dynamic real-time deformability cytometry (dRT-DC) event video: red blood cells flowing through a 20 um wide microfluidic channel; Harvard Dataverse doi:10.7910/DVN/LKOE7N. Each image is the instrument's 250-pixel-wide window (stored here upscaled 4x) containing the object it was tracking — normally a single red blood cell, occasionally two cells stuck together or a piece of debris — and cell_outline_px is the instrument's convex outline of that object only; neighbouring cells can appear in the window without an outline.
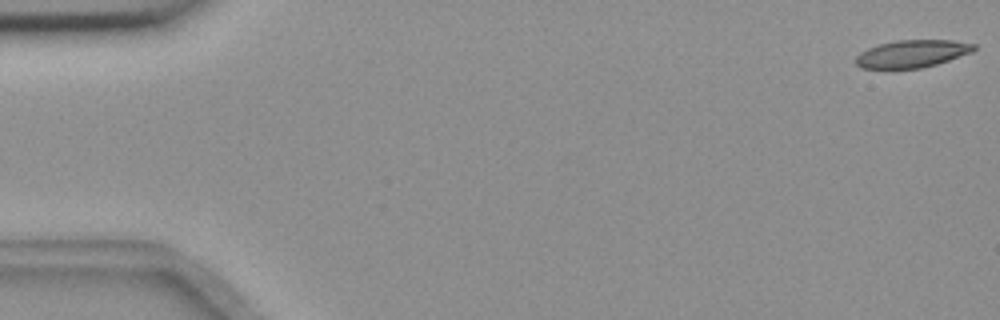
{"species": "common noctule bat (a hibernating species)", "species_latin": "Nyctalus noctula", "temperature_condition": "room temperature", "stored_images_in_passage": 8, "camera_frame_rate_fps": 3000, "um_per_image_px": 0.085, "animal": {"sex": "female", "body_mass_g": 18.4}, "frame": {"image": 1, "passage_image": 1, "time_ms": 0.0, "image_size_px": [1000, 320], "cell_outline_px": [[976, 48], [972, 52], [936, 64], [920, 68], [860, 68], [856, 64], [856, 56], [860, 52], [868, 48], [880, 44], [896, 40], [952, 40], [976, 44]], "centroid_in_image_um": [77.53, 4.56], "position_along_channel_um": 7.5, "area_um2": 18.79}}
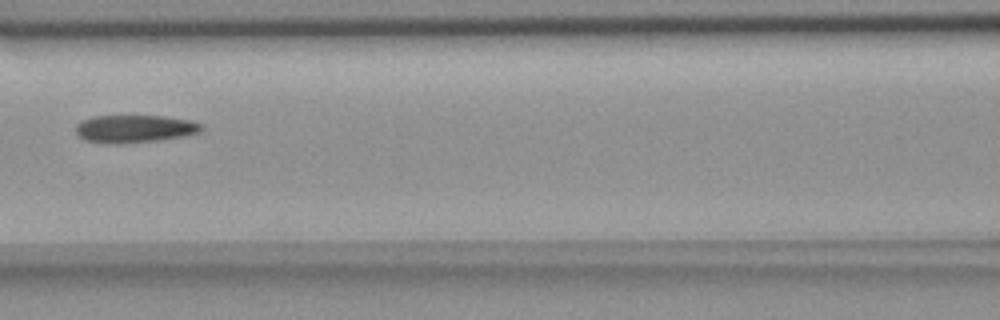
{"frame": {"image": 2, "passage_image": 8, "time_ms": 2.333, "image_size_px": [1000, 320], "cell_outline_px": [[204, 128], [200, 132], [160, 140], [120, 144], [116, 144], [84, 140], [76, 132], [76, 124], [92, 116], [164, 116], [188, 120], [204, 124]], "centroid_in_image_um": [11.45, 10.94], "position_along_channel_um": 155.1, "area_um2": 20.17}}